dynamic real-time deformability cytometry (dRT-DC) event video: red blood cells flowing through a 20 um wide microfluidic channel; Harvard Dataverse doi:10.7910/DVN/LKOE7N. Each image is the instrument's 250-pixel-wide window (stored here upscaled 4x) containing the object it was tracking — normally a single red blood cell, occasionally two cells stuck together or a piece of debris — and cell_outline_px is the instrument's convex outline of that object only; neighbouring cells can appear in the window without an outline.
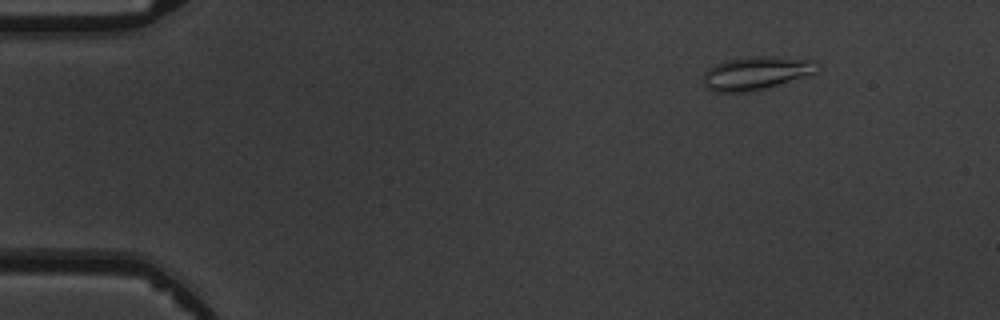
{"species": "common noctule bat (a hibernating species)", "species_latin": "Nyctalus noctula", "temperature_condition": "warm", "stored_images_in_passage": 4, "camera_frame_rate_fps": 3000, "um_per_image_px": 0.085, "animal": {"sex": "male", "body_mass_g": 19.5, "forearm_length_mm": 54.6}, "frame": {"image": 1, "passage_image": 1, "time_ms": 0.0, "image_size_px": [1000, 320], "cell_outline_px": [[820, 68], [816, 72], [804, 76], [764, 88], [748, 92], [716, 92], [708, 88], [704, 84], [704, 72], [712, 64], [728, 60], [752, 56], [772, 56], [816, 60]], "centroid_in_image_um": [64.26, 6.19], "position_along_channel_um": 20.7, "area_um2": 21.96}}
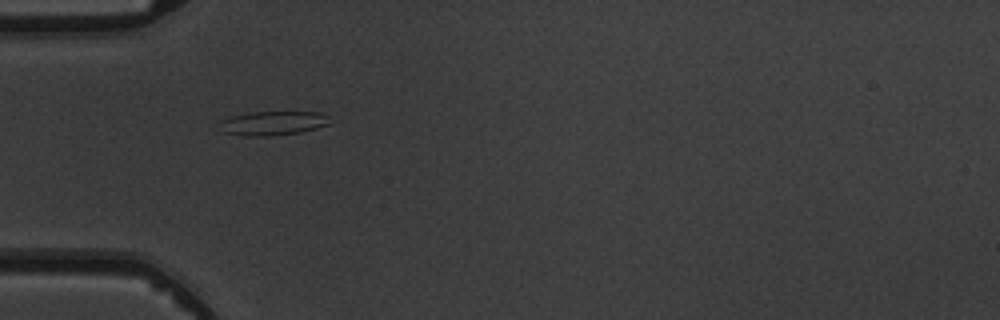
{"frame": {"image": 2, "passage_image": 4, "time_ms": 3.333, "image_size_px": [1000, 320], "cell_outline_px": [[332, 124], [300, 132], [268, 136], [244, 136], [220, 132], [220, 120], [232, 116], [248, 112], [320, 112], [328, 116]], "centroid_in_image_um": [23.18, 10.47], "position_along_channel_um": 61.8, "area_um2": 15.66}}